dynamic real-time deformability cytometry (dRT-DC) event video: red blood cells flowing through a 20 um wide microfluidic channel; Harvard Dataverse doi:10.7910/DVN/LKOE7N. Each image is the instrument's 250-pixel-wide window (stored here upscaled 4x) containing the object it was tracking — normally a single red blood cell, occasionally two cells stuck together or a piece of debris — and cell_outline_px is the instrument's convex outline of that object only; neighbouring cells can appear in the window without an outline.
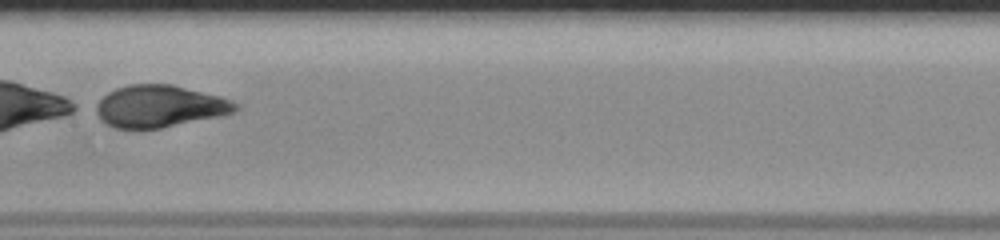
{"species": "human", "species_latin": "Homo sapiens", "temperature_condition": "room temperature", "stored_images_in_passage": 37, "segment_of_instrument_passage": [2, 2], "camera_frame_rate_fps": 3000, "um_per_image_px": 0.085, "donor": {"sex": "male"}, "frame": {"image": 1, "passage_image": 13, "time_ms": 4.0, "image_size_px": [1000, 240], "cell_outline_px": [[240, 108], [236, 112], [220, 116], [160, 128], [116, 128], [108, 124], [88, 108], [92, 104], [108, 92], [116, 88], [128, 84], [172, 84], [220, 96], [232, 100], [240, 104]], "centroid_in_image_um": [13.53, 9.02], "position_along_channel_um": 193.9, "area_um2": 34.62}}